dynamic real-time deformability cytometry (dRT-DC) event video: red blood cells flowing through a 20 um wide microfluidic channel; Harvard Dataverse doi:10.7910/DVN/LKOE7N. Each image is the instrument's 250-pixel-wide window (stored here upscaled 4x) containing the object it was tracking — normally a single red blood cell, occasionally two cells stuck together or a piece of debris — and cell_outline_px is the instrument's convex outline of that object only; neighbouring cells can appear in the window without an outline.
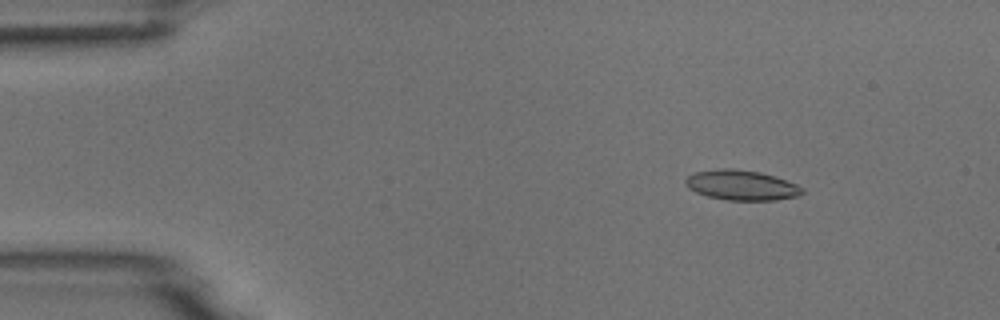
{"species": "common noctule bat (a hibernating species)", "species_latin": "Nyctalus noctula", "temperature_condition": "room temperature", "stored_images_in_passage": 6, "camera_frame_rate_fps": 3000, "um_per_image_px": 0.085, "animal": {"sex": "male", "body_mass_g": 18.8}, "frame": {"image": 1, "passage_image": 1, "time_ms": 0.0, "image_size_px": [1000, 320], "cell_outline_px": [[804, 192], [800, 196], [776, 200], [728, 200], [708, 196], [696, 192], [688, 188], [684, 184], [684, 180], [692, 172], [720, 168], [732, 168], [760, 172], [796, 184], [804, 188]], "centroid_in_image_um": [63.0, 15.74], "position_along_channel_um": 22.0, "area_um2": 20.52}}
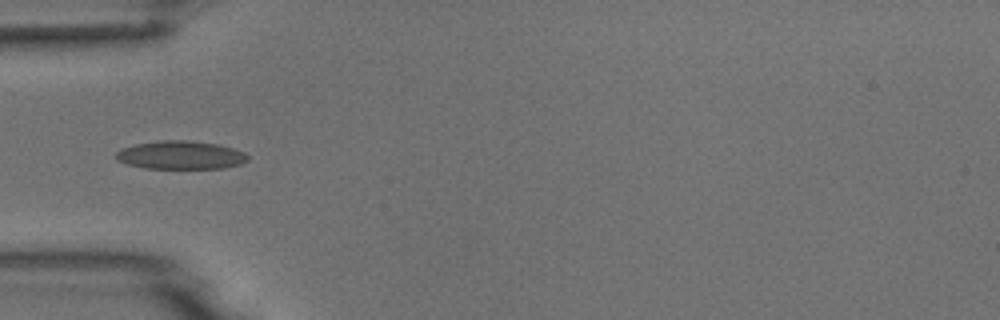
{"frame": {"image": 2, "passage_image": 3, "time_ms": 3.333, "image_size_px": [1000, 320], "cell_outline_px": [[248, 160], [240, 164], [224, 168], [144, 168], [128, 164], [116, 160], [112, 156], [120, 148], [136, 144], [160, 140], [188, 140], [216, 144], [232, 148], [244, 152], [248, 156]], "centroid_in_image_um": [15.3, 13.18], "position_along_channel_um": 69.7, "area_um2": 21.79}}